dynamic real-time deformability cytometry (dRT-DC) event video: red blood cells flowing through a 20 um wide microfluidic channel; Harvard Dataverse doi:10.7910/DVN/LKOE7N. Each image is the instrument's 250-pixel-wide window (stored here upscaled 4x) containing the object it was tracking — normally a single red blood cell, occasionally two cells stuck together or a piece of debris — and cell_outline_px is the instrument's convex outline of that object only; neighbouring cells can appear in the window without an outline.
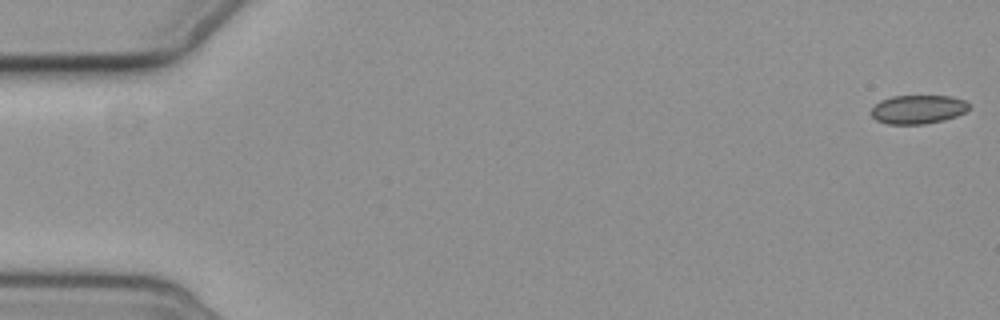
{"species": "common noctule bat (a hibernating species)", "species_latin": "Nyctalus noctula", "temperature_condition": "cold", "stored_images_in_passage": 5, "camera_frame_rate_fps": 3000, "um_per_image_px": 0.085, "animal": {"sex": "female", "body_mass_g": 19.3, "forearm_length_mm": 54.1}, "frame": {"image": 1, "passage_image": 1, "time_ms": 0.0, "image_size_px": [1000, 320], "cell_outline_px": [[972, 108], [956, 116], [944, 120], [924, 124], [888, 124], [876, 120], [872, 116], [872, 108], [880, 100], [892, 96], [952, 96], [964, 100], [972, 104]], "centroid_in_image_um": [78.07, 9.29], "position_along_channel_um": 6.9, "area_um2": 16.53}}
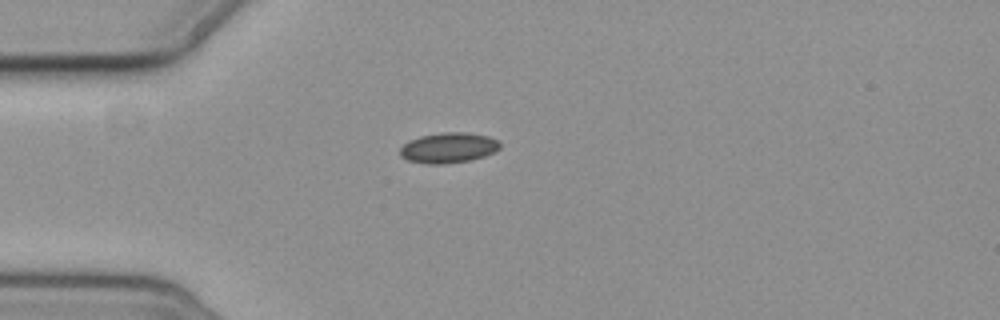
{"frame": {"image": 2, "passage_image": 5, "time_ms": 5.0, "image_size_px": [1000, 320], "cell_outline_px": [[500, 148], [484, 156], [468, 160], [444, 164], [428, 164], [408, 160], [400, 156], [400, 148], [408, 140], [420, 136], [440, 132], [468, 132], [488, 136], [500, 140]], "centroid_in_image_um": [38.11, 12.54], "position_along_channel_um": 46.9, "area_um2": 17.74}}